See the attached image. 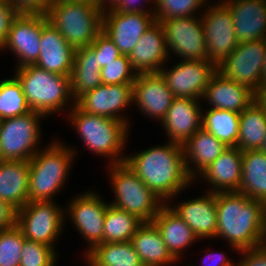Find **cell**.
<instances>
[{
  "instance_id": "25",
  "label": "cell",
  "mask_w": 266,
  "mask_h": 266,
  "mask_svg": "<svg viewBox=\"0 0 266 266\" xmlns=\"http://www.w3.org/2000/svg\"><path fill=\"white\" fill-rule=\"evenodd\" d=\"M202 99L207 100L211 108L241 113L255 100V93L216 71L209 80Z\"/></svg>"
},
{
  "instance_id": "51",
  "label": "cell",
  "mask_w": 266,
  "mask_h": 266,
  "mask_svg": "<svg viewBox=\"0 0 266 266\" xmlns=\"http://www.w3.org/2000/svg\"><path fill=\"white\" fill-rule=\"evenodd\" d=\"M262 86L266 87V44H265V59L262 69Z\"/></svg>"
},
{
  "instance_id": "7",
  "label": "cell",
  "mask_w": 266,
  "mask_h": 266,
  "mask_svg": "<svg viewBox=\"0 0 266 266\" xmlns=\"http://www.w3.org/2000/svg\"><path fill=\"white\" fill-rule=\"evenodd\" d=\"M108 167L109 179L116 197L109 204L136 216L142 222H152L165 203L125 162Z\"/></svg>"
},
{
  "instance_id": "23",
  "label": "cell",
  "mask_w": 266,
  "mask_h": 266,
  "mask_svg": "<svg viewBox=\"0 0 266 266\" xmlns=\"http://www.w3.org/2000/svg\"><path fill=\"white\" fill-rule=\"evenodd\" d=\"M231 11L238 43L266 39V0H221Z\"/></svg>"
},
{
  "instance_id": "38",
  "label": "cell",
  "mask_w": 266,
  "mask_h": 266,
  "mask_svg": "<svg viewBox=\"0 0 266 266\" xmlns=\"http://www.w3.org/2000/svg\"><path fill=\"white\" fill-rule=\"evenodd\" d=\"M26 238L17 227L0 231V266H19L21 250Z\"/></svg>"
},
{
  "instance_id": "54",
  "label": "cell",
  "mask_w": 266,
  "mask_h": 266,
  "mask_svg": "<svg viewBox=\"0 0 266 266\" xmlns=\"http://www.w3.org/2000/svg\"><path fill=\"white\" fill-rule=\"evenodd\" d=\"M53 1H61V0H52V2H53ZM71 1H72V0H71ZM87 1H91V2L94 3L95 0H87Z\"/></svg>"
},
{
  "instance_id": "34",
  "label": "cell",
  "mask_w": 266,
  "mask_h": 266,
  "mask_svg": "<svg viewBox=\"0 0 266 266\" xmlns=\"http://www.w3.org/2000/svg\"><path fill=\"white\" fill-rule=\"evenodd\" d=\"M207 108L206 113L203 114L202 112V128L210 132L227 147H236L239 136L240 113Z\"/></svg>"
},
{
  "instance_id": "3",
  "label": "cell",
  "mask_w": 266,
  "mask_h": 266,
  "mask_svg": "<svg viewBox=\"0 0 266 266\" xmlns=\"http://www.w3.org/2000/svg\"><path fill=\"white\" fill-rule=\"evenodd\" d=\"M70 123L90 152L109 158V165L125 162L122 155L128 139L129 127L125 122L88 114L76 105L68 109Z\"/></svg>"
},
{
  "instance_id": "6",
  "label": "cell",
  "mask_w": 266,
  "mask_h": 266,
  "mask_svg": "<svg viewBox=\"0 0 266 266\" xmlns=\"http://www.w3.org/2000/svg\"><path fill=\"white\" fill-rule=\"evenodd\" d=\"M103 13L87 0L53 1L46 11L52 24L74 50L89 46L102 31Z\"/></svg>"
},
{
  "instance_id": "37",
  "label": "cell",
  "mask_w": 266,
  "mask_h": 266,
  "mask_svg": "<svg viewBox=\"0 0 266 266\" xmlns=\"http://www.w3.org/2000/svg\"><path fill=\"white\" fill-rule=\"evenodd\" d=\"M209 2L208 0H154L155 20L160 23L166 19L196 16L195 12L197 14L199 10H203Z\"/></svg>"
},
{
  "instance_id": "24",
  "label": "cell",
  "mask_w": 266,
  "mask_h": 266,
  "mask_svg": "<svg viewBox=\"0 0 266 266\" xmlns=\"http://www.w3.org/2000/svg\"><path fill=\"white\" fill-rule=\"evenodd\" d=\"M242 157L243 152L237 147H228L196 178H203V182L207 181L212 186L208 192H238L242 177Z\"/></svg>"
},
{
  "instance_id": "30",
  "label": "cell",
  "mask_w": 266,
  "mask_h": 266,
  "mask_svg": "<svg viewBox=\"0 0 266 266\" xmlns=\"http://www.w3.org/2000/svg\"><path fill=\"white\" fill-rule=\"evenodd\" d=\"M100 70L95 51L90 46L75 50L70 76L71 95L74 102L84 93L102 85Z\"/></svg>"
},
{
  "instance_id": "4",
  "label": "cell",
  "mask_w": 266,
  "mask_h": 266,
  "mask_svg": "<svg viewBox=\"0 0 266 266\" xmlns=\"http://www.w3.org/2000/svg\"><path fill=\"white\" fill-rule=\"evenodd\" d=\"M76 151L63 141L53 140L29 160L28 202L53 201V196L59 193L68 179Z\"/></svg>"
},
{
  "instance_id": "9",
  "label": "cell",
  "mask_w": 266,
  "mask_h": 266,
  "mask_svg": "<svg viewBox=\"0 0 266 266\" xmlns=\"http://www.w3.org/2000/svg\"><path fill=\"white\" fill-rule=\"evenodd\" d=\"M62 208L54 201H30L17 210L16 226L27 240L55 249L54 242L60 237L67 219Z\"/></svg>"
},
{
  "instance_id": "27",
  "label": "cell",
  "mask_w": 266,
  "mask_h": 266,
  "mask_svg": "<svg viewBox=\"0 0 266 266\" xmlns=\"http://www.w3.org/2000/svg\"><path fill=\"white\" fill-rule=\"evenodd\" d=\"M152 222L159 230L167 249L177 261L182 258L180 255L189 248V245L191 247V244L198 241L191 228L168 203L160 208Z\"/></svg>"
},
{
  "instance_id": "22",
  "label": "cell",
  "mask_w": 266,
  "mask_h": 266,
  "mask_svg": "<svg viewBox=\"0 0 266 266\" xmlns=\"http://www.w3.org/2000/svg\"><path fill=\"white\" fill-rule=\"evenodd\" d=\"M74 52L61 33L47 22L42 27L40 54L35 65L49 72L71 76Z\"/></svg>"
},
{
  "instance_id": "35",
  "label": "cell",
  "mask_w": 266,
  "mask_h": 266,
  "mask_svg": "<svg viewBox=\"0 0 266 266\" xmlns=\"http://www.w3.org/2000/svg\"><path fill=\"white\" fill-rule=\"evenodd\" d=\"M142 223L136 216L110 204L105 214L103 243L131 241Z\"/></svg>"
},
{
  "instance_id": "32",
  "label": "cell",
  "mask_w": 266,
  "mask_h": 266,
  "mask_svg": "<svg viewBox=\"0 0 266 266\" xmlns=\"http://www.w3.org/2000/svg\"><path fill=\"white\" fill-rule=\"evenodd\" d=\"M266 134L264 109L254 100L240 113L236 147L243 151L260 149Z\"/></svg>"
},
{
  "instance_id": "45",
  "label": "cell",
  "mask_w": 266,
  "mask_h": 266,
  "mask_svg": "<svg viewBox=\"0 0 266 266\" xmlns=\"http://www.w3.org/2000/svg\"><path fill=\"white\" fill-rule=\"evenodd\" d=\"M146 3L152 2L154 6V0H145ZM143 0H120L117 6L113 9L117 13H143V14H154V10L146 9L144 10V6L141 4ZM140 5V6H139ZM142 6V8H141Z\"/></svg>"
},
{
  "instance_id": "29",
  "label": "cell",
  "mask_w": 266,
  "mask_h": 266,
  "mask_svg": "<svg viewBox=\"0 0 266 266\" xmlns=\"http://www.w3.org/2000/svg\"><path fill=\"white\" fill-rule=\"evenodd\" d=\"M130 242L144 266H168L178 262L153 222H143Z\"/></svg>"
},
{
  "instance_id": "47",
  "label": "cell",
  "mask_w": 266,
  "mask_h": 266,
  "mask_svg": "<svg viewBox=\"0 0 266 266\" xmlns=\"http://www.w3.org/2000/svg\"><path fill=\"white\" fill-rule=\"evenodd\" d=\"M228 259L230 258H228L226 254L221 253V252L214 253V251H212L204 255L203 264L205 265H202V266H208L209 263H210L209 266H237V262L234 263L233 261H231V259L230 260Z\"/></svg>"
},
{
  "instance_id": "12",
  "label": "cell",
  "mask_w": 266,
  "mask_h": 266,
  "mask_svg": "<svg viewBox=\"0 0 266 266\" xmlns=\"http://www.w3.org/2000/svg\"><path fill=\"white\" fill-rule=\"evenodd\" d=\"M163 27L166 48L182 60H206L207 50L202 18L191 16L166 19L160 22Z\"/></svg>"
},
{
  "instance_id": "13",
  "label": "cell",
  "mask_w": 266,
  "mask_h": 266,
  "mask_svg": "<svg viewBox=\"0 0 266 266\" xmlns=\"http://www.w3.org/2000/svg\"><path fill=\"white\" fill-rule=\"evenodd\" d=\"M101 197L94 191L79 193L65 208V215L70 217L79 234L88 242L85 255L103 243L105 214L110 204Z\"/></svg>"
},
{
  "instance_id": "8",
  "label": "cell",
  "mask_w": 266,
  "mask_h": 266,
  "mask_svg": "<svg viewBox=\"0 0 266 266\" xmlns=\"http://www.w3.org/2000/svg\"><path fill=\"white\" fill-rule=\"evenodd\" d=\"M45 116L30 111L0 120V160L29 161L40 149V122Z\"/></svg>"
},
{
  "instance_id": "16",
  "label": "cell",
  "mask_w": 266,
  "mask_h": 266,
  "mask_svg": "<svg viewBox=\"0 0 266 266\" xmlns=\"http://www.w3.org/2000/svg\"><path fill=\"white\" fill-rule=\"evenodd\" d=\"M132 103L133 84H102L75 101V105L88 114L116 119L128 125L129 119L122 112Z\"/></svg>"
},
{
  "instance_id": "36",
  "label": "cell",
  "mask_w": 266,
  "mask_h": 266,
  "mask_svg": "<svg viewBox=\"0 0 266 266\" xmlns=\"http://www.w3.org/2000/svg\"><path fill=\"white\" fill-rule=\"evenodd\" d=\"M30 111L19 81L14 76L0 81V120L25 115Z\"/></svg>"
},
{
  "instance_id": "17",
  "label": "cell",
  "mask_w": 266,
  "mask_h": 266,
  "mask_svg": "<svg viewBox=\"0 0 266 266\" xmlns=\"http://www.w3.org/2000/svg\"><path fill=\"white\" fill-rule=\"evenodd\" d=\"M156 22L154 14L117 13L113 9L102 16V31L119 52L129 56L141 36Z\"/></svg>"
},
{
  "instance_id": "44",
  "label": "cell",
  "mask_w": 266,
  "mask_h": 266,
  "mask_svg": "<svg viewBox=\"0 0 266 266\" xmlns=\"http://www.w3.org/2000/svg\"><path fill=\"white\" fill-rule=\"evenodd\" d=\"M243 259L238 260L237 266H266V250L260 247L241 250Z\"/></svg>"
},
{
  "instance_id": "42",
  "label": "cell",
  "mask_w": 266,
  "mask_h": 266,
  "mask_svg": "<svg viewBox=\"0 0 266 266\" xmlns=\"http://www.w3.org/2000/svg\"><path fill=\"white\" fill-rule=\"evenodd\" d=\"M18 14L8 0H0V50L7 40L12 21Z\"/></svg>"
},
{
  "instance_id": "10",
  "label": "cell",
  "mask_w": 266,
  "mask_h": 266,
  "mask_svg": "<svg viewBox=\"0 0 266 266\" xmlns=\"http://www.w3.org/2000/svg\"><path fill=\"white\" fill-rule=\"evenodd\" d=\"M266 39L242 42L218 66L217 71L227 79L247 86L255 94L262 88V69Z\"/></svg>"
},
{
  "instance_id": "19",
  "label": "cell",
  "mask_w": 266,
  "mask_h": 266,
  "mask_svg": "<svg viewBox=\"0 0 266 266\" xmlns=\"http://www.w3.org/2000/svg\"><path fill=\"white\" fill-rule=\"evenodd\" d=\"M128 57L137 75L160 72L170 57L166 48L163 27L159 22H155L141 36Z\"/></svg>"
},
{
  "instance_id": "33",
  "label": "cell",
  "mask_w": 266,
  "mask_h": 266,
  "mask_svg": "<svg viewBox=\"0 0 266 266\" xmlns=\"http://www.w3.org/2000/svg\"><path fill=\"white\" fill-rule=\"evenodd\" d=\"M83 257H85L88 266L142 264L130 241L100 243Z\"/></svg>"
},
{
  "instance_id": "46",
  "label": "cell",
  "mask_w": 266,
  "mask_h": 266,
  "mask_svg": "<svg viewBox=\"0 0 266 266\" xmlns=\"http://www.w3.org/2000/svg\"><path fill=\"white\" fill-rule=\"evenodd\" d=\"M17 209L0 200V231L16 226Z\"/></svg>"
},
{
  "instance_id": "43",
  "label": "cell",
  "mask_w": 266,
  "mask_h": 266,
  "mask_svg": "<svg viewBox=\"0 0 266 266\" xmlns=\"http://www.w3.org/2000/svg\"><path fill=\"white\" fill-rule=\"evenodd\" d=\"M19 13L46 14L52 0H8Z\"/></svg>"
},
{
  "instance_id": "40",
  "label": "cell",
  "mask_w": 266,
  "mask_h": 266,
  "mask_svg": "<svg viewBox=\"0 0 266 266\" xmlns=\"http://www.w3.org/2000/svg\"><path fill=\"white\" fill-rule=\"evenodd\" d=\"M102 84H133L137 74L133 71L130 59L121 54L100 70Z\"/></svg>"
},
{
  "instance_id": "31",
  "label": "cell",
  "mask_w": 266,
  "mask_h": 266,
  "mask_svg": "<svg viewBox=\"0 0 266 266\" xmlns=\"http://www.w3.org/2000/svg\"><path fill=\"white\" fill-rule=\"evenodd\" d=\"M238 192L266 203V154L259 149L243 151L242 177Z\"/></svg>"
},
{
  "instance_id": "48",
  "label": "cell",
  "mask_w": 266,
  "mask_h": 266,
  "mask_svg": "<svg viewBox=\"0 0 266 266\" xmlns=\"http://www.w3.org/2000/svg\"><path fill=\"white\" fill-rule=\"evenodd\" d=\"M120 0H95L94 3L98 9L104 13L105 11L114 9ZM108 5V6H107Z\"/></svg>"
},
{
  "instance_id": "14",
  "label": "cell",
  "mask_w": 266,
  "mask_h": 266,
  "mask_svg": "<svg viewBox=\"0 0 266 266\" xmlns=\"http://www.w3.org/2000/svg\"><path fill=\"white\" fill-rule=\"evenodd\" d=\"M47 22L46 14L19 13L13 19L7 40L0 51L11 50L18 57L17 68L35 65L40 54L42 27Z\"/></svg>"
},
{
  "instance_id": "20",
  "label": "cell",
  "mask_w": 266,
  "mask_h": 266,
  "mask_svg": "<svg viewBox=\"0 0 266 266\" xmlns=\"http://www.w3.org/2000/svg\"><path fill=\"white\" fill-rule=\"evenodd\" d=\"M194 98H175L171 102L165 118L159 122L167 133L170 142L183 145L202 127V106Z\"/></svg>"
},
{
  "instance_id": "1",
  "label": "cell",
  "mask_w": 266,
  "mask_h": 266,
  "mask_svg": "<svg viewBox=\"0 0 266 266\" xmlns=\"http://www.w3.org/2000/svg\"><path fill=\"white\" fill-rule=\"evenodd\" d=\"M125 163L165 204L194 181L186 169L183 145L175 142L126 155Z\"/></svg>"
},
{
  "instance_id": "5",
  "label": "cell",
  "mask_w": 266,
  "mask_h": 266,
  "mask_svg": "<svg viewBox=\"0 0 266 266\" xmlns=\"http://www.w3.org/2000/svg\"><path fill=\"white\" fill-rule=\"evenodd\" d=\"M14 77L21 84L31 111L39 112L46 117L56 111L60 113L66 105H75L71 95L70 76L49 72L36 65H28L17 68Z\"/></svg>"
},
{
  "instance_id": "21",
  "label": "cell",
  "mask_w": 266,
  "mask_h": 266,
  "mask_svg": "<svg viewBox=\"0 0 266 266\" xmlns=\"http://www.w3.org/2000/svg\"><path fill=\"white\" fill-rule=\"evenodd\" d=\"M204 196L183 200L169 206L191 228L199 239L215 238L217 231L216 193L208 192ZM173 206V207H172Z\"/></svg>"
},
{
  "instance_id": "28",
  "label": "cell",
  "mask_w": 266,
  "mask_h": 266,
  "mask_svg": "<svg viewBox=\"0 0 266 266\" xmlns=\"http://www.w3.org/2000/svg\"><path fill=\"white\" fill-rule=\"evenodd\" d=\"M29 161L0 160V200L19 210L28 203Z\"/></svg>"
},
{
  "instance_id": "11",
  "label": "cell",
  "mask_w": 266,
  "mask_h": 266,
  "mask_svg": "<svg viewBox=\"0 0 266 266\" xmlns=\"http://www.w3.org/2000/svg\"><path fill=\"white\" fill-rule=\"evenodd\" d=\"M212 5L209 3L200 16L206 40L207 61L218 66L239 43L230 9L220 0Z\"/></svg>"
},
{
  "instance_id": "52",
  "label": "cell",
  "mask_w": 266,
  "mask_h": 266,
  "mask_svg": "<svg viewBox=\"0 0 266 266\" xmlns=\"http://www.w3.org/2000/svg\"><path fill=\"white\" fill-rule=\"evenodd\" d=\"M259 150L266 154V134H265V137L263 139V143H262V145H261Z\"/></svg>"
},
{
  "instance_id": "50",
  "label": "cell",
  "mask_w": 266,
  "mask_h": 266,
  "mask_svg": "<svg viewBox=\"0 0 266 266\" xmlns=\"http://www.w3.org/2000/svg\"><path fill=\"white\" fill-rule=\"evenodd\" d=\"M259 247L266 250V203L264 206L263 230Z\"/></svg>"
},
{
  "instance_id": "53",
  "label": "cell",
  "mask_w": 266,
  "mask_h": 266,
  "mask_svg": "<svg viewBox=\"0 0 266 266\" xmlns=\"http://www.w3.org/2000/svg\"><path fill=\"white\" fill-rule=\"evenodd\" d=\"M114 266H144L143 264H138V265H114Z\"/></svg>"
},
{
  "instance_id": "39",
  "label": "cell",
  "mask_w": 266,
  "mask_h": 266,
  "mask_svg": "<svg viewBox=\"0 0 266 266\" xmlns=\"http://www.w3.org/2000/svg\"><path fill=\"white\" fill-rule=\"evenodd\" d=\"M57 254V251L49 245L25 239L19 266H56Z\"/></svg>"
},
{
  "instance_id": "41",
  "label": "cell",
  "mask_w": 266,
  "mask_h": 266,
  "mask_svg": "<svg viewBox=\"0 0 266 266\" xmlns=\"http://www.w3.org/2000/svg\"><path fill=\"white\" fill-rule=\"evenodd\" d=\"M89 46L95 51L100 68L105 67L121 55L115 43L103 31Z\"/></svg>"
},
{
  "instance_id": "26",
  "label": "cell",
  "mask_w": 266,
  "mask_h": 266,
  "mask_svg": "<svg viewBox=\"0 0 266 266\" xmlns=\"http://www.w3.org/2000/svg\"><path fill=\"white\" fill-rule=\"evenodd\" d=\"M227 148L223 142L201 127L183 144L188 175L195 181Z\"/></svg>"
},
{
  "instance_id": "18",
  "label": "cell",
  "mask_w": 266,
  "mask_h": 266,
  "mask_svg": "<svg viewBox=\"0 0 266 266\" xmlns=\"http://www.w3.org/2000/svg\"><path fill=\"white\" fill-rule=\"evenodd\" d=\"M175 96L160 73L137 75L133 83V105L150 118L162 121Z\"/></svg>"
},
{
  "instance_id": "2",
  "label": "cell",
  "mask_w": 266,
  "mask_h": 266,
  "mask_svg": "<svg viewBox=\"0 0 266 266\" xmlns=\"http://www.w3.org/2000/svg\"><path fill=\"white\" fill-rule=\"evenodd\" d=\"M217 231L215 238L227 239L232 250L257 248L263 230L265 203L240 192L216 193Z\"/></svg>"
},
{
  "instance_id": "49",
  "label": "cell",
  "mask_w": 266,
  "mask_h": 266,
  "mask_svg": "<svg viewBox=\"0 0 266 266\" xmlns=\"http://www.w3.org/2000/svg\"><path fill=\"white\" fill-rule=\"evenodd\" d=\"M255 100L264 109L266 115V87L255 94Z\"/></svg>"
},
{
  "instance_id": "15",
  "label": "cell",
  "mask_w": 266,
  "mask_h": 266,
  "mask_svg": "<svg viewBox=\"0 0 266 266\" xmlns=\"http://www.w3.org/2000/svg\"><path fill=\"white\" fill-rule=\"evenodd\" d=\"M217 71V66L206 60H182L171 69L160 70L168 88L175 98L201 100L209 80Z\"/></svg>"
}]
</instances>
